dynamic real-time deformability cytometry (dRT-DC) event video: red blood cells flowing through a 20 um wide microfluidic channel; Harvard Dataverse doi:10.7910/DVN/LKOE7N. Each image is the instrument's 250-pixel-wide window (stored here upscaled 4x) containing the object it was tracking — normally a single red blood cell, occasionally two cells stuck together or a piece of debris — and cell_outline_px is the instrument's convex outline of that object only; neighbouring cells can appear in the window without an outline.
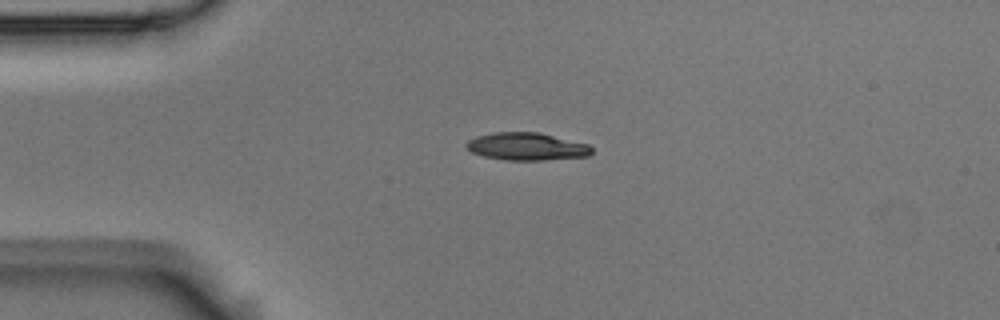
{"species": "Egyptian fruit bat (a non-hibernating species)", "species_latin": "Rousettus aegyptiacus", "temperature_condition": "room temperature", "stored_images_in_passage": 3, "camera_frame_rate_fps": 3000, "um_per_image_px": 0.085, "animal": {"sex": "male"}, "frame": {"image": 1, "passage_image": 3, "time_ms": 0.667, "image_size_px": [1000, 320], "cell_outline_px": [[592, 152], [588, 156], [544, 160], [504, 160], [484, 156], [472, 152], [464, 144], [468, 140], [476, 136], [492, 132], [540, 132], [588, 144], [592, 148]], "centroid_in_image_um": [44.76, 12.44], "position_along_channel_um": 40.2, "area_um2": 20.23}}